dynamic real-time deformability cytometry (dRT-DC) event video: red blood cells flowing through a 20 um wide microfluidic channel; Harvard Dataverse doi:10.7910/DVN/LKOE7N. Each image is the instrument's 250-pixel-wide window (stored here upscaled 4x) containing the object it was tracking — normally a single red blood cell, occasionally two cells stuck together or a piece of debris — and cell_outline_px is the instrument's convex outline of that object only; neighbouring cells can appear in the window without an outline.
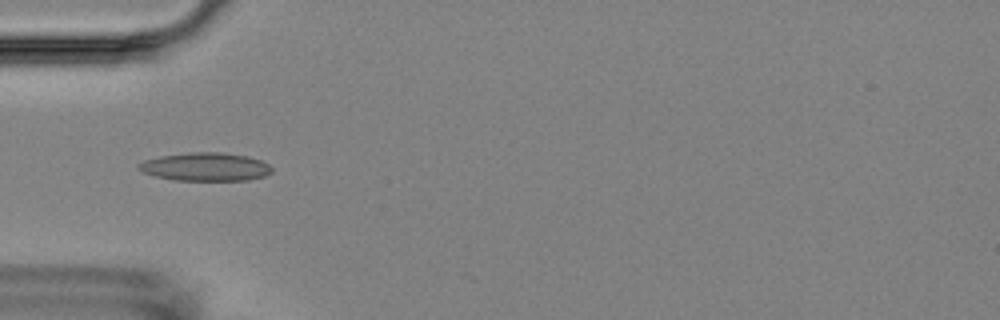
{"species": "Egyptian fruit bat (a non-hibernating species)", "species_latin": "Rousettus aegyptiacus", "temperature_condition": "room temperature", "stored_images_in_passage": 6, "camera_frame_rate_fps": 3000, "um_per_image_px": 0.085, "animal": {"sex": "female"}, "frame": {"image": 1, "passage_image": 3, "time_ms": 2.333, "image_size_px": [1000, 320], "cell_outline_px": [[272, 172], [264, 176], [248, 180], [172, 180], [156, 176], [144, 172], [136, 168], [136, 164], [144, 160], [160, 156], [188, 152], [224, 152], [248, 156], [260, 160], [268, 164], [272, 168]], "centroid_in_image_um": [17.45, 14.17], "position_along_channel_um": 67.6, "area_um2": 22.08}}
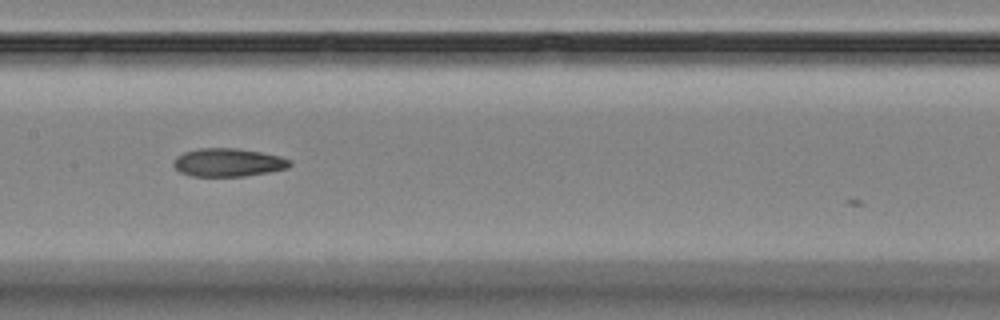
{"frame": {"image": 2, "passage_image": 6, "time_ms": 5.667, "image_size_px": [1000, 320], "cell_outline_px": [[292, 164], [288, 168], [268, 172], [244, 176], [192, 176], [180, 172], [172, 164], [172, 160], [176, 156], [184, 152], [200, 148], [236, 148], [260, 152], [280, 156], [292, 160]], "centroid_in_image_um": [19.38, 13.8], "position_along_channel_um": 188.0, "area_um2": 19.19}}